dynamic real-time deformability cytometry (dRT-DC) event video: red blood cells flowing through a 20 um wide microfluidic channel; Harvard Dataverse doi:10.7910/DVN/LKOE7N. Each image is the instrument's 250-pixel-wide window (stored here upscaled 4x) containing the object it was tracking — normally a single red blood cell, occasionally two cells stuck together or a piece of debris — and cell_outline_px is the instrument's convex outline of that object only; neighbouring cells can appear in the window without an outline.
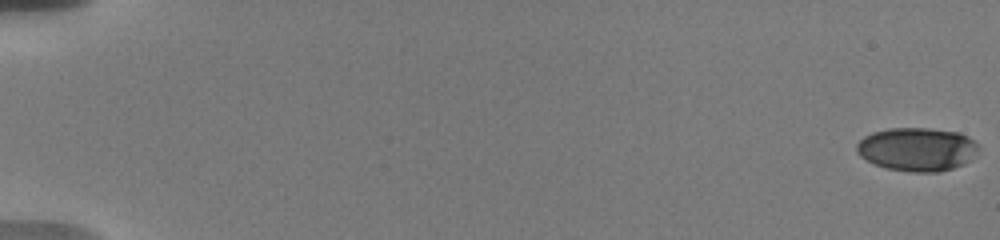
{"species": "human", "species_latin": "Homo sapiens", "temperature_condition": "warm", "stored_images_in_passage": 55, "camera_frame_rate_fps": 3000, "um_per_image_px": 0.085, "donor": {"sex": "male"}, "frame": {"image": 1, "passage_image": 1, "time_ms": 0.0, "image_size_px": [1000, 240], "cell_outline_px": [[980, 148], [964, 164], [940, 172], [908, 172], [884, 168], [860, 156], [856, 152], [856, 144], [864, 136], [872, 132], [888, 128], [928, 128], [956, 132], [968, 136], [980, 144]], "centroid_in_image_um": [77.95, 12.69], "position_along_channel_um": 7.1, "area_um2": 31.04}}
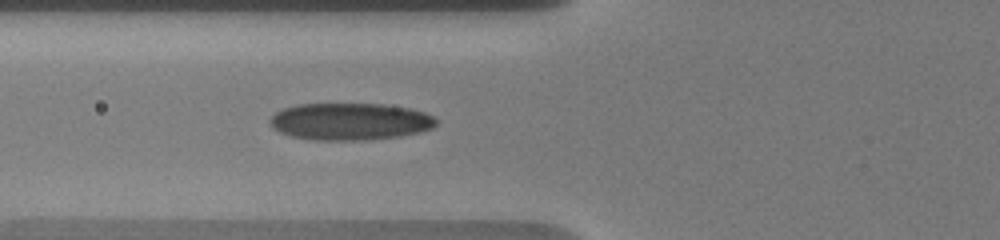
{"frame": {"image": 2, "passage_image": 22, "time_ms": 7.667, "image_size_px": [1000, 240], "cell_outline_px": [[436, 124], [432, 128], [420, 132], [400, 136], [368, 140], [312, 140], [292, 136], [280, 132], [272, 128], [268, 120], [276, 112], [284, 108], [296, 104], [384, 104], [408, 108], [424, 112], [432, 116], [436, 120]], "centroid_in_image_um": [29.73, 10.33], "position_along_channel_um": 96.1, "area_um2": 36.01}}
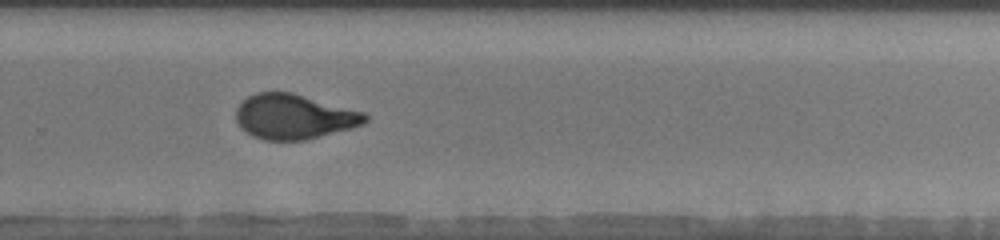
{"frame": {"image": 3, "passage_image": 40, "time_ms": 13.333, "image_size_px": [1000, 240], "cell_outline_px": [[368, 120], [364, 124], [352, 128], [304, 140], [264, 140], [252, 136], [244, 132], [240, 128], [236, 120], [236, 108], [248, 96], [256, 92], [292, 92], [364, 112], [368, 116]], "centroid_in_image_um": [24.97, 9.92], "position_along_channel_um": 304.8, "area_um2": 33.87}, "authors_computed_cell_mechanics": {"area_um2": 33.7552, "velocity_mm_per_s": 3.6797, "shape_relaxation_time_tau1_ms": 8.5601, "shape_relaxation_time_tau2_ms": 0.9938, "deformation_change_tau1": 0.2479, "deformation_change_tau2": 0.0781}}